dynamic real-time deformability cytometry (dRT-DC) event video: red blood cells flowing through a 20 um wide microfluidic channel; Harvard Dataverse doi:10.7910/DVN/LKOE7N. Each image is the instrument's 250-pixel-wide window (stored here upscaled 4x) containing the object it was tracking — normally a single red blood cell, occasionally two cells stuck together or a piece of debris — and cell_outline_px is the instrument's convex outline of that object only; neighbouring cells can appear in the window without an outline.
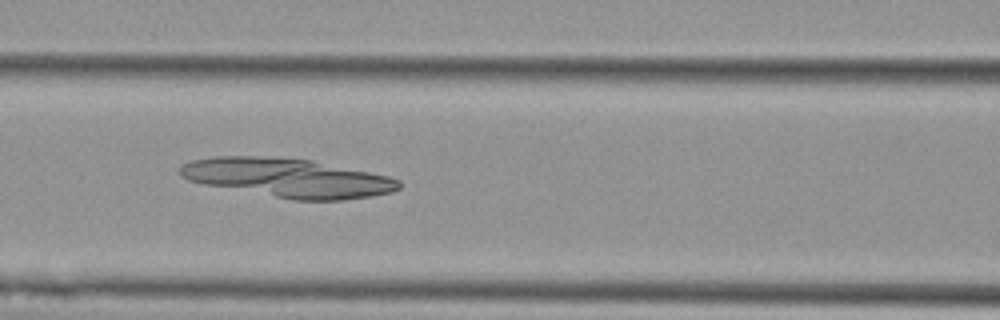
{"species": "Egyptian fruit bat (a non-hibernating species)", "species_latin": "Rousettus aegyptiacus", "temperature_condition": "cold", "stored_images_in_passage": 38, "camera_frame_rate_fps": 3000, "um_per_image_px": 0.085, "animal": {"sex": "female"}, "frame": {"image": 1, "passage_image": 14, "time_ms": 4.333, "image_size_px": [1000, 320], "cell_outline_px": [[400, 188], [392, 192], [372, 196], [344, 200], [292, 200], [204, 184], [188, 180], [180, 176], [180, 164], [192, 160], [212, 156], [260, 156], [312, 160], [388, 176], [400, 180]], "centroid_in_image_um": [24.44, 15.12], "position_along_channel_um": 142.2, "area_um2": 49.59}}
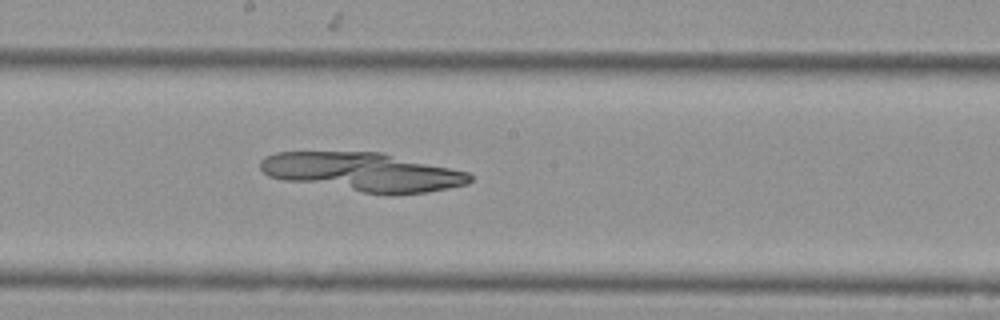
{"frame": {"image": 2, "passage_image": 20, "time_ms": 6.333, "image_size_px": [1000, 320], "cell_outline_px": [[472, 180], [468, 184], [428, 192], [364, 192], [284, 180], [268, 176], [260, 168], [260, 160], [264, 156], [276, 152], [384, 152], [468, 172], [472, 176]], "centroid_in_image_um": [30.82, 14.58], "position_along_channel_um": 217.4, "area_um2": 46.53}}
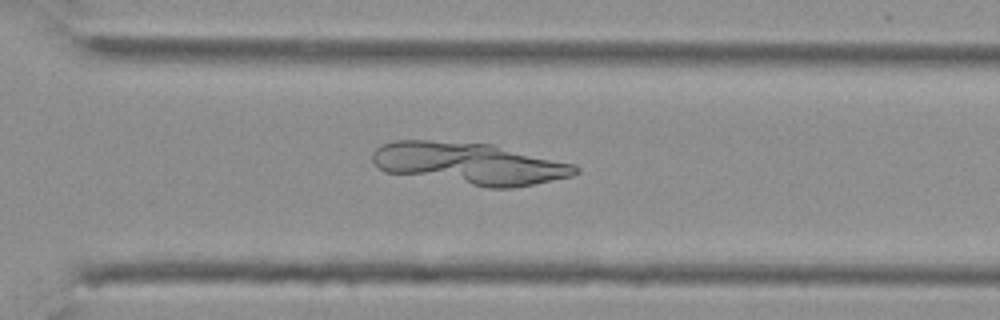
{"frame": {"image": 3, "passage_image": 29, "time_ms": 9.333, "image_size_px": [1000, 320], "cell_outline_px": [[580, 172], [572, 176], [512, 188], [488, 188], [384, 172], [372, 160], [372, 152], [376, 148], [384, 144], [396, 140], [428, 140], [492, 144], [576, 164], [580, 168]], "centroid_in_image_um": [39.92, 13.9], "position_along_channel_um": 330.7, "area_um2": 49.82}}